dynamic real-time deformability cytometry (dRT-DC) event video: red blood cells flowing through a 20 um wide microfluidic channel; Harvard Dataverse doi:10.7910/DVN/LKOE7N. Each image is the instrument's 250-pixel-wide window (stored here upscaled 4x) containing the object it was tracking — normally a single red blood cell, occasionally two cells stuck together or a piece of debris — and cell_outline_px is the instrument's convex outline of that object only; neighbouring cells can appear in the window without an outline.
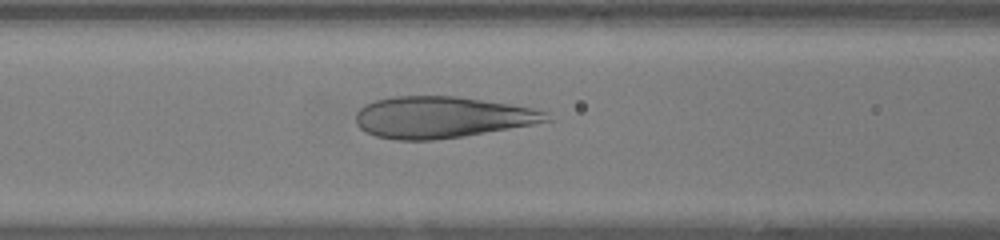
{"species": "human", "species_latin": "Homo sapiens", "temperature_condition": "warm", "stored_images_in_passage": 40, "camera_frame_rate_fps": 3000, "um_per_image_px": 0.085, "donor": {"sex": "female"}, "frame": {"image": 1, "passage_image": 12, "time_ms": 3.667, "image_size_px": [1000, 240], "cell_outline_px": [[552, 120], [532, 124], [464, 136], [432, 140], [396, 140], [376, 136], [364, 132], [356, 124], [356, 112], [364, 104], [376, 100], [396, 96], [456, 96], [508, 104], [532, 108], [548, 112]], "centroid_in_image_um": [37.51, 9.97], "position_along_channel_um": 129.1, "area_um2": 45.89}}
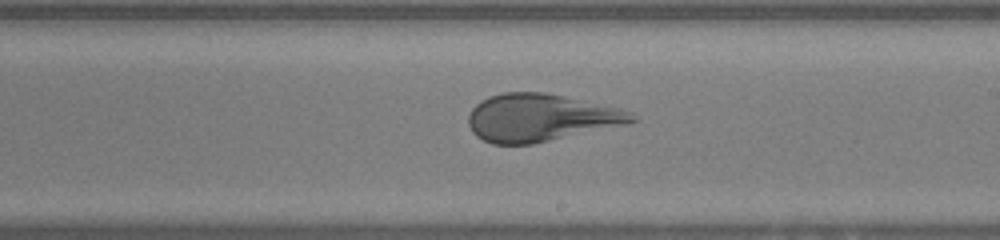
{"frame": {"image": 2, "passage_image": 20, "time_ms": 6.333, "image_size_px": [1000, 240], "cell_outline_px": [[640, 120], [628, 124], [532, 144], [492, 144], [476, 136], [472, 132], [468, 124], [468, 116], [472, 108], [480, 100], [488, 96], [504, 92], [544, 92], [564, 96], [620, 108], [632, 112]], "centroid_in_image_um": [45.95, 10.0], "position_along_channel_um": 243.1, "area_um2": 45.43}}
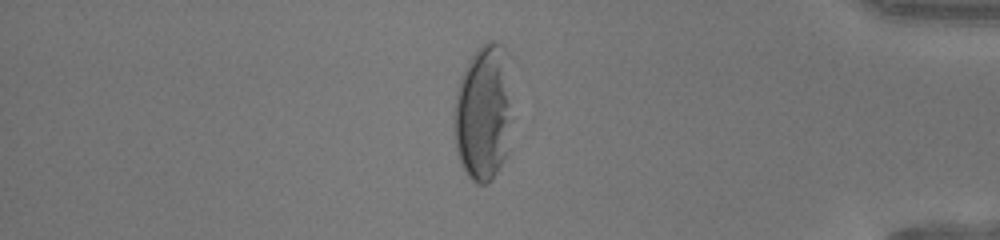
{"frame": {"image": 3, "passage_image": 33, "time_ms": 10.667, "image_size_px": [1000, 240], "cell_outline_px": [[512, 120], [508, 152], [504, 160], [492, 180], [488, 184], [476, 184], [468, 176], [460, 160], [456, 148], [452, 120], [452, 116], [456, 92], [460, 76], [468, 60], [488, 40], [496, 40], [504, 44], [508, 52]], "centroid_in_image_um": [41.11, 9.56], "position_along_channel_um": 394.1, "area_um2": 47.63}, "authors_computed_cell_mechanics": {"area_um2": 48.0607, "velocity_mm_per_s": 4.2745, "shape_relaxation_time_tau1_ms": 9.005, "shape_relaxation_time_tau2_ms": 0.648, "deformation_change_tau1": 0.3152, "deformation_change_tau2": 0.0927}}